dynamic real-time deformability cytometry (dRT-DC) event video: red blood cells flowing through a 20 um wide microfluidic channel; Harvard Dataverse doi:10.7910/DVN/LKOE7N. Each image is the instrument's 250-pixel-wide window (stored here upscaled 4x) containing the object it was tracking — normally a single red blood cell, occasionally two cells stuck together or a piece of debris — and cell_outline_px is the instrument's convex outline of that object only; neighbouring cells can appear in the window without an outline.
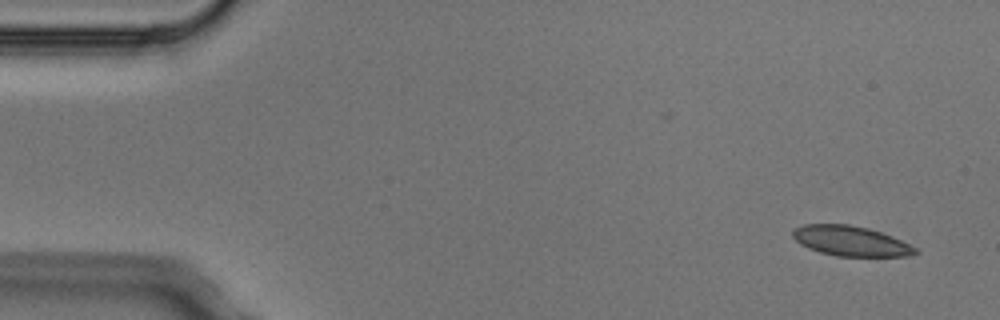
{"species": "Egyptian fruit bat (a non-hibernating species)", "species_latin": "Rousettus aegyptiacus", "temperature_condition": "cold", "stored_images_in_passage": 5, "segment_of_instrument_passage": [2, 2], "camera_frame_rate_fps": 3000, "um_per_image_px": 0.085, "animal": {"sex": "male"}, "frame": {"image": 1, "passage_image": 5, "time_ms": 1.333, "image_size_px": [1000, 320], "cell_outline_px": [[920, 252], [904, 256], [836, 256], [820, 252], [808, 248], [800, 244], [792, 236], [792, 232], [796, 228], [804, 224], [848, 224], [868, 228], [892, 236], [916, 248]], "centroid_in_image_um": [72.28, 20.48], "position_along_channel_um": 12.7, "area_um2": 21.27}}